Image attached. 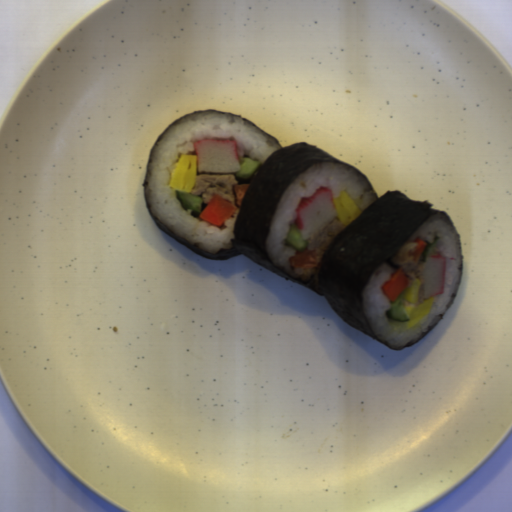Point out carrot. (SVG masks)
Wrapping results in <instances>:
<instances>
[{
    "mask_svg": "<svg viewBox=\"0 0 512 512\" xmlns=\"http://www.w3.org/2000/svg\"><path fill=\"white\" fill-rule=\"evenodd\" d=\"M235 211V205L214 194L211 201L199 212V218L208 224L221 227L234 215Z\"/></svg>",
    "mask_w": 512,
    "mask_h": 512,
    "instance_id": "b8716197",
    "label": "carrot"
},
{
    "mask_svg": "<svg viewBox=\"0 0 512 512\" xmlns=\"http://www.w3.org/2000/svg\"><path fill=\"white\" fill-rule=\"evenodd\" d=\"M411 280L407 277L404 269L401 267L395 271L393 276L380 286L384 296L392 301L410 286Z\"/></svg>",
    "mask_w": 512,
    "mask_h": 512,
    "instance_id": "cead05ca",
    "label": "carrot"
},
{
    "mask_svg": "<svg viewBox=\"0 0 512 512\" xmlns=\"http://www.w3.org/2000/svg\"><path fill=\"white\" fill-rule=\"evenodd\" d=\"M289 266L297 268H316L319 265L316 251L295 250L288 260Z\"/></svg>",
    "mask_w": 512,
    "mask_h": 512,
    "instance_id": "1c9b5961",
    "label": "carrot"
},
{
    "mask_svg": "<svg viewBox=\"0 0 512 512\" xmlns=\"http://www.w3.org/2000/svg\"><path fill=\"white\" fill-rule=\"evenodd\" d=\"M250 183L246 184H239L237 182V185L234 190L235 198H236V205L241 206L243 199L245 197V194L249 188Z\"/></svg>",
    "mask_w": 512,
    "mask_h": 512,
    "instance_id": "07d2c1c8",
    "label": "carrot"
},
{
    "mask_svg": "<svg viewBox=\"0 0 512 512\" xmlns=\"http://www.w3.org/2000/svg\"><path fill=\"white\" fill-rule=\"evenodd\" d=\"M416 244V247L414 250H409L408 254H409V257H413V256H416V255H420L421 253L424 252V250L426 249L427 247V243L422 241L421 239H416L415 242Z\"/></svg>",
    "mask_w": 512,
    "mask_h": 512,
    "instance_id": "79d8ee17",
    "label": "carrot"
}]
</instances>
